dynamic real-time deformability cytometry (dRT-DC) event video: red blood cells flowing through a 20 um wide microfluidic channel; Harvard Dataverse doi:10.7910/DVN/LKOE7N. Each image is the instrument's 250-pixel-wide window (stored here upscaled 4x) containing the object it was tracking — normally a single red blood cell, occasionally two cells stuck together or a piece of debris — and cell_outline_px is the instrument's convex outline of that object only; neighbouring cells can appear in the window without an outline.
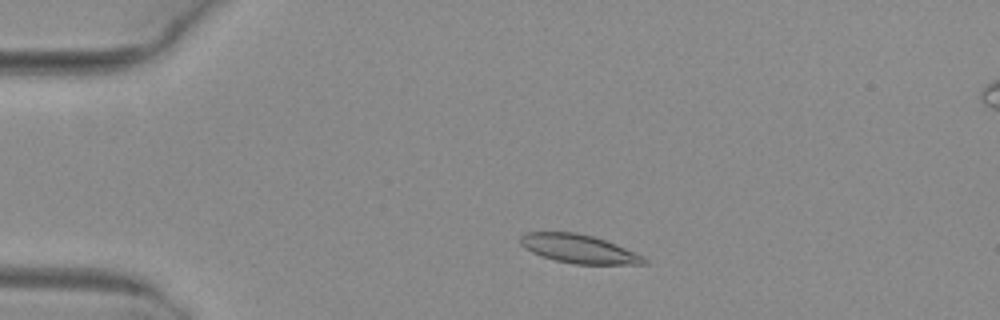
{"species": "common noctule bat (a hibernating species)", "species_latin": "Nyctalus noctula", "temperature_condition": "warm", "stored_images_in_passage": 3, "camera_frame_rate_fps": 3000, "um_per_image_px": 0.085, "animal": {"sex": "female", "body_mass_g": 29.2, "forearm_length_mm": 56.3}, "frame": {"image": 1, "passage_image": 2, "time_ms": 0.333, "image_size_px": [1000, 320], "cell_outline_px": [[648, 264], [572, 264], [556, 260], [532, 252], [524, 248], [520, 244], [520, 236], [524, 232], [576, 232], [592, 236], [616, 244], [644, 256], [648, 260]], "centroid_in_image_um": [49.2, 21.15], "position_along_channel_um": 35.8, "area_um2": 20.58}}